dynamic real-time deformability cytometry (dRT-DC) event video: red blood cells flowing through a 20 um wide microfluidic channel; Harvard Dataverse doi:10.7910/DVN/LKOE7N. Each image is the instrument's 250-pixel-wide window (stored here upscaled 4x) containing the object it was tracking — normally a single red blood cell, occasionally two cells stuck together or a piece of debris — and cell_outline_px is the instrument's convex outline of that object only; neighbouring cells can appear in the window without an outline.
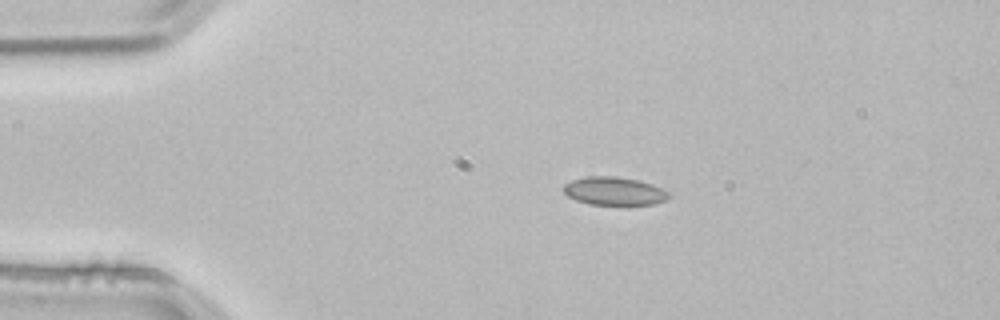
{"species": "common noctule bat (a hibernating species)", "species_latin": "Nyctalus noctula", "temperature_condition": "room temperature", "stored_images_in_passage": 1, "camera_frame_rate_fps": 3000, "um_per_image_px": 0.085, "animal": {"sex": "male", "body_mass_g": 21.5, "forearm_length_mm": 52.0}, "frame": {"image": 1, "passage_image": 1, "time_ms": 0.0, "image_size_px": [1000, 320], "cell_outline_px": [[672, 196], [664, 200], [652, 204], [628, 208], [588, 204], [576, 200], [568, 196], [564, 192], [564, 184], [572, 180], [584, 176], [616, 176], [636, 180], [652, 184], [664, 188]], "centroid_in_image_um": [52.24, 16.29], "position_along_channel_um": 32.8, "area_um2": 18.15}}